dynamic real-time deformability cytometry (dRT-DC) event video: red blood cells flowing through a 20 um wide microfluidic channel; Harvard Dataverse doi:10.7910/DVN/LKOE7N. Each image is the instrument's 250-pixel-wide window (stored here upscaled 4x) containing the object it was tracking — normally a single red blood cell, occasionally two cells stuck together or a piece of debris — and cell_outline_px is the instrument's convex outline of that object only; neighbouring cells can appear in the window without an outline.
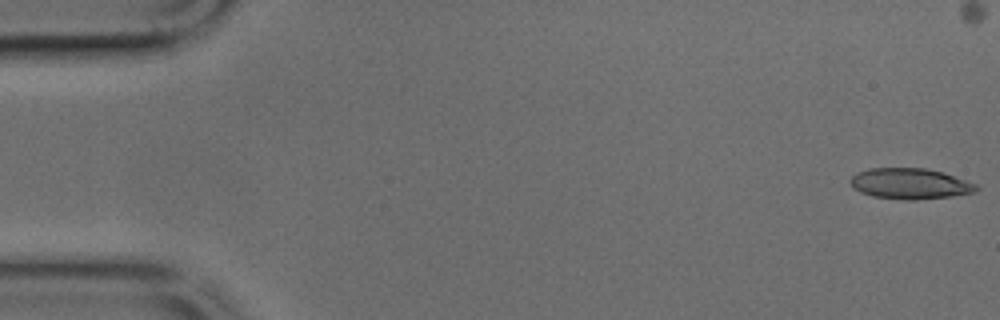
{"species": "common noctule bat (a hibernating species)", "species_latin": "Nyctalus noctula", "temperature_condition": "cold", "stored_images_in_passage": 43, "camera_frame_rate_fps": 3000, "um_per_image_px": 0.085, "animal": {"sex": "male", "body_mass_g": 17.9, "forearm_length_mm": 54.2}, "frame": {"image": 1, "passage_image": 1, "time_ms": 0.0, "image_size_px": [1000, 320], "cell_outline_px": [[980, 188], [976, 192], [948, 196], [916, 200], [904, 200], [872, 196], [860, 192], [852, 188], [848, 180], [856, 172], [868, 168], [924, 168], [944, 172], [976, 184]], "centroid_in_image_um": [77.31, 15.61], "position_along_channel_um": 7.7, "area_um2": 22.77}}
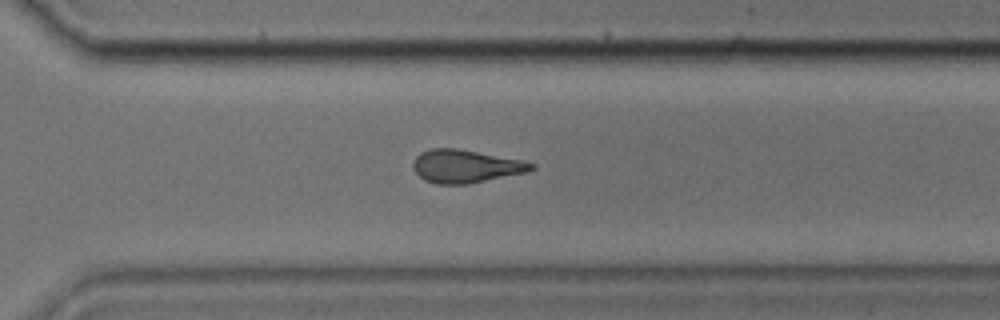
{"frame": {"image": 2, "passage_image": 34, "time_ms": 11.0, "image_size_px": [1000, 320], "cell_outline_px": [[536, 168], [528, 172], [468, 184], [436, 184], [424, 180], [412, 168], [412, 164], [416, 156], [420, 152], [432, 148], [456, 148], [524, 160], [536, 164]], "centroid_in_image_um": [39.6, 14.13], "position_along_channel_um": 331.0, "area_um2": 22.95}}
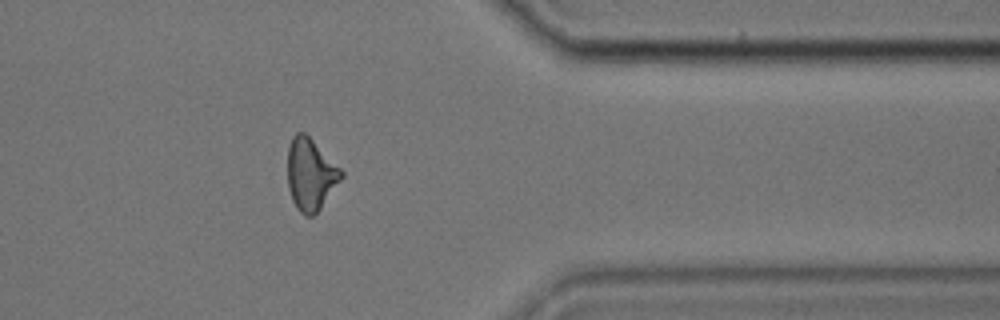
{"frame": {"image": 3, "passage_image": 39, "time_ms": 12.667, "image_size_px": [1000, 320], "cell_outline_px": [[344, 176], [320, 208], [312, 216], [304, 216], [296, 208], [292, 200], [288, 188], [288, 148], [292, 136], [296, 132], [304, 132], [344, 172]], "centroid_in_image_um": [26.38, 14.83], "position_along_channel_um": 385.0, "area_um2": 22.25}}